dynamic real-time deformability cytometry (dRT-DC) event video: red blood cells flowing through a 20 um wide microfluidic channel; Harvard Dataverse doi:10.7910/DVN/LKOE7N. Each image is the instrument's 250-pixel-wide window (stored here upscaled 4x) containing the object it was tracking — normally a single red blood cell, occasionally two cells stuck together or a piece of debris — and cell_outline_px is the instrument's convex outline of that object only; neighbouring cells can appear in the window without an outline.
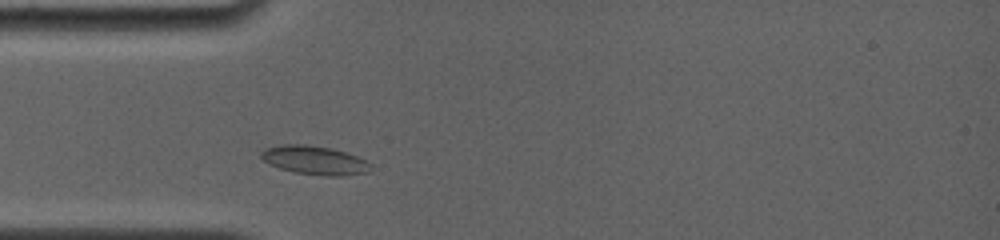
{"species": "common noctule bat (a hibernating species)", "species_latin": "Nyctalus noctula", "temperature_condition": "room temperature", "stored_images_in_passage": 4, "camera_frame_rate_fps": 4000, "um_per_image_px": 0.085, "animal": {"sex": "female", "body_mass_g": 19.0, "forearm_length_mm": 56.7}, "frame": {"image": 1, "passage_image": 3, "time_ms": 1.25, "image_size_px": [1000, 240], "cell_outline_px": [[372, 172], [344, 176], [328, 176], [296, 172], [280, 168], [268, 164], [260, 156], [260, 152], [264, 148], [280, 144], [304, 144], [332, 148], [368, 160], [372, 164]], "centroid_in_image_um": [26.78, 13.62], "position_along_channel_um": 58.2, "area_um2": 18.61}}